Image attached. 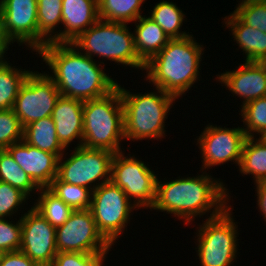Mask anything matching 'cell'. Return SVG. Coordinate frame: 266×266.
I'll list each match as a JSON object with an SVG mask.
<instances>
[{
	"instance_id": "obj_13",
	"label": "cell",
	"mask_w": 266,
	"mask_h": 266,
	"mask_svg": "<svg viewBox=\"0 0 266 266\" xmlns=\"http://www.w3.org/2000/svg\"><path fill=\"white\" fill-rule=\"evenodd\" d=\"M21 247L32 261L40 266H51L58 253L56 228L32 206L21 218Z\"/></svg>"
},
{
	"instance_id": "obj_26",
	"label": "cell",
	"mask_w": 266,
	"mask_h": 266,
	"mask_svg": "<svg viewBox=\"0 0 266 266\" xmlns=\"http://www.w3.org/2000/svg\"><path fill=\"white\" fill-rule=\"evenodd\" d=\"M151 11L149 18L155 21L170 39H182L190 36L186 32L180 33L179 29L182 27L183 20H185V14L173 2L163 0L157 3Z\"/></svg>"
},
{
	"instance_id": "obj_16",
	"label": "cell",
	"mask_w": 266,
	"mask_h": 266,
	"mask_svg": "<svg viewBox=\"0 0 266 266\" xmlns=\"http://www.w3.org/2000/svg\"><path fill=\"white\" fill-rule=\"evenodd\" d=\"M15 162L39 188H48L57 177L59 157L23 140L6 148Z\"/></svg>"
},
{
	"instance_id": "obj_12",
	"label": "cell",
	"mask_w": 266,
	"mask_h": 266,
	"mask_svg": "<svg viewBox=\"0 0 266 266\" xmlns=\"http://www.w3.org/2000/svg\"><path fill=\"white\" fill-rule=\"evenodd\" d=\"M58 252L106 253L111 245L99 233L89 209L74 210L69 219L56 228Z\"/></svg>"
},
{
	"instance_id": "obj_5",
	"label": "cell",
	"mask_w": 266,
	"mask_h": 266,
	"mask_svg": "<svg viewBox=\"0 0 266 266\" xmlns=\"http://www.w3.org/2000/svg\"><path fill=\"white\" fill-rule=\"evenodd\" d=\"M119 88L124 109L125 139H155L165 135L164 123L175 97L160 88L155 92L131 94ZM164 134V135H163Z\"/></svg>"
},
{
	"instance_id": "obj_15",
	"label": "cell",
	"mask_w": 266,
	"mask_h": 266,
	"mask_svg": "<svg viewBox=\"0 0 266 266\" xmlns=\"http://www.w3.org/2000/svg\"><path fill=\"white\" fill-rule=\"evenodd\" d=\"M37 0H6L0 6V22L12 41L38 52ZM16 39V40H15Z\"/></svg>"
},
{
	"instance_id": "obj_35",
	"label": "cell",
	"mask_w": 266,
	"mask_h": 266,
	"mask_svg": "<svg viewBox=\"0 0 266 266\" xmlns=\"http://www.w3.org/2000/svg\"><path fill=\"white\" fill-rule=\"evenodd\" d=\"M27 197L21 190L14 188L6 182L0 181V218L15 213L23 201H26Z\"/></svg>"
},
{
	"instance_id": "obj_20",
	"label": "cell",
	"mask_w": 266,
	"mask_h": 266,
	"mask_svg": "<svg viewBox=\"0 0 266 266\" xmlns=\"http://www.w3.org/2000/svg\"><path fill=\"white\" fill-rule=\"evenodd\" d=\"M139 23H136V22ZM134 45L138 57L147 63L171 40L163 29L149 17H139L135 21ZM138 24V25H137Z\"/></svg>"
},
{
	"instance_id": "obj_22",
	"label": "cell",
	"mask_w": 266,
	"mask_h": 266,
	"mask_svg": "<svg viewBox=\"0 0 266 266\" xmlns=\"http://www.w3.org/2000/svg\"><path fill=\"white\" fill-rule=\"evenodd\" d=\"M23 141L59 158L66 149L58 140L56 126L51 116L39 119L24 127ZM63 152V153H62Z\"/></svg>"
},
{
	"instance_id": "obj_43",
	"label": "cell",
	"mask_w": 266,
	"mask_h": 266,
	"mask_svg": "<svg viewBox=\"0 0 266 266\" xmlns=\"http://www.w3.org/2000/svg\"><path fill=\"white\" fill-rule=\"evenodd\" d=\"M6 0H1L0 1V6L3 5V3L5 2Z\"/></svg>"
},
{
	"instance_id": "obj_2",
	"label": "cell",
	"mask_w": 266,
	"mask_h": 266,
	"mask_svg": "<svg viewBox=\"0 0 266 266\" xmlns=\"http://www.w3.org/2000/svg\"><path fill=\"white\" fill-rule=\"evenodd\" d=\"M214 181V182H213ZM223 183L208 174L156 183L152 209L166 211L190 223L197 215L215 209H226L229 198Z\"/></svg>"
},
{
	"instance_id": "obj_4",
	"label": "cell",
	"mask_w": 266,
	"mask_h": 266,
	"mask_svg": "<svg viewBox=\"0 0 266 266\" xmlns=\"http://www.w3.org/2000/svg\"><path fill=\"white\" fill-rule=\"evenodd\" d=\"M124 137V109L119 88L83 103L82 146L120 152Z\"/></svg>"
},
{
	"instance_id": "obj_23",
	"label": "cell",
	"mask_w": 266,
	"mask_h": 266,
	"mask_svg": "<svg viewBox=\"0 0 266 266\" xmlns=\"http://www.w3.org/2000/svg\"><path fill=\"white\" fill-rule=\"evenodd\" d=\"M240 172L252 174L255 183L266 179V140L263 137L256 139L247 137L239 163Z\"/></svg>"
},
{
	"instance_id": "obj_41",
	"label": "cell",
	"mask_w": 266,
	"mask_h": 266,
	"mask_svg": "<svg viewBox=\"0 0 266 266\" xmlns=\"http://www.w3.org/2000/svg\"><path fill=\"white\" fill-rule=\"evenodd\" d=\"M4 252L0 249V262H1V258L3 256Z\"/></svg>"
},
{
	"instance_id": "obj_8",
	"label": "cell",
	"mask_w": 266,
	"mask_h": 266,
	"mask_svg": "<svg viewBox=\"0 0 266 266\" xmlns=\"http://www.w3.org/2000/svg\"><path fill=\"white\" fill-rule=\"evenodd\" d=\"M93 187L89 210L99 233L112 246L127 227L131 209L137 207L132 205L125 192L111 181Z\"/></svg>"
},
{
	"instance_id": "obj_39",
	"label": "cell",
	"mask_w": 266,
	"mask_h": 266,
	"mask_svg": "<svg viewBox=\"0 0 266 266\" xmlns=\"http://www.w3.org/2000/svg\"><path fill=\"white\" fill-rule=\"evenodd\" d=\"M13 43V41L7 36L5 31L2 28L1 22H0V65L7 63L6 60H4V53L8 50L9 44Z\"/></svg>"
},
{
	"instance_id": "obj_17",
	"label": "cell",
	"mask_w": 266,
	"mask_h": 266,
	"mask_svg": "<svg viewBox=\"0 0 266 266\" xmlns=\"http://www.w3.org/2000/svg\"><path fill=\"white\" fill-rule=\"evenodd\" d=\"M234 95L243 97V105L266 96V72L257 61H245L235 71L217 76Z\"/></svg>"
},
{
	"instance_id": "obj_33",
	"label": "cell",
	"mask_w": 266,
	"mask_h": 266,
	"mask_svg": "<svg viewBox=\"0 0 266 266\" xmlns=\"http://www.w3.org/2000/svg\"><path fill=\"white\" fill-rule=\"evenodd\" d=\"M24 128L13 109L0 110V149L23 140Z\"/></svg>"
},
{
	"instance_id": "obj_34",
	"label": "cell",
	"mask_w": 266,
	"mask_h": 266,
	"mask_svg": "<svg viewBox=\"0 0 266 266\" xmlns=\"http://www.w3.org/2000/svg\"><path fill=\"white\" fill-rule=\"evenodd\" d=\"M107 253L58 252L51 266H102Z\"/></svg>"
},
{
	"instance_id": "obj_36",
	"label": "cell",
	"mask_w": 266,
	"mask_h": 266,
	"mask_svg": "<svg viewBox=\"0 0 266 266\" xmlns=\"http://www.w3.org/2000/svg\"><path fill=\"white\" fill-rule=\"evenodd\" d=\"M0 218V249L3 252L19 251L21 247V219L16 224Z\"/></svg>"
},
{
	"instance_id": "obj_7",
	"label": "cell",
	"mask_w": 266,
	"mask_h": 266,
	"mask_svg": "<svg viewBox=\"0 0 266 266\" xmlns=\"http://www.w3.org/2000/svg\"><path fill=\"white\" fill-rule=\"evenodd\" d=\"M198 232V256L201 266H230L237 252V225L231 207L215 209Z\"/></svg>"
},
{
	"instance_id": "obj_24",
	"label": "cell",
	"mask_w": 266,
	"mask_h": 266,
	"mask_svg": "<svg viewBox=\"0 0 266 266\" xmlns=\"http://www.w3.org/2000/svg\"><path fill=\"white\" fill-rule=\"evenodd\" d=\"M38 51L53 42L52 32L62 22V0H37Z\"/></svg>"
},
{
	"instance_id": "obj_1",
	"label": "cell",
	"mask_w": 266,
	"mask_h": 266,
	"mask_svg": "<svg viewBox=\"0 0 266 266\" xmlns=\"http://www.w3.org/2000/svg\"><path fill=\"white\" fill-rule=\"evenodd\" d=\"M38 54L51 68L54 75L49 77L62 96L86 101L104 97L117 88L118 83L107 76L101 63L97 65L71 43L50 42Z\"/></svg>"
},
{
	"instance_id": "obj_11",
	"label": "cell",
	"mask_w": 266,
	"mask_h": 266,
	"mask_svg": "<svg viewBox=\"0 0 266 266\" xmlns=\"http://www.w3.org/2000/svg\"><path fill=\"white\" fill-rule=\"evenodd\" d=\"M60 95L48 74L31 71L21 85L12 109L24 128L51 116Z\"/></svg>"
},
{
	"instance_id": "obj_14",
	"label": "cell",
	"mask_w": 266,
	"mask_h": 266,
	"mask_svg": "<svg viewBox=\"0 0 266 266\" xmlns=\"http://www.w3.org/2000/svg\"><path fill=\"white\" fill-rule=\"evenodd\" d=\"M247 136L243 128H222L207 125L197 139L203 157V168L235 161L239 165Z\"/></svg>"
},
{
	"instance_id": "obj_29",
	"label": "cell",
	"mask_w": 266,
	"mask_h": 266,
	"mask_svg": "<svg viewBox=\"0 0 266 266\" xmlns=\"http://www.w3.org/2000/svg\"><path fill=\"white\" fill-rule=\"evenodd\" d=\"M31 71L0 65V110L12 109L21 85Z\"/></svg>"
},
{
	"instance_id": "obj_6",
	"label": "cell",
	"mask_w": 266,
	"mask_h": 266,
	"mask_svg": "<svg viewBox=\"0 0 266 266\" xmlns=\"http://www.w3.org/2000/svg\"><path fill=\"white\" fill-rule=\"evenodd\" d=\"M128 29L126 23L99 19L71 44L79 51L85 50L86 53L83 54L91 58L99 55L116 63L144 70L145 63L138 57L134 35Z\"/></svg>"
},
{
	"instance_id": "obj_25",
	"label": "cell",
	"mask_w": 266,
	"mask_h": 266,
	"mask_svg": "<svg viewBox=\"0 0 266 266\" xmlns=\"http://www.w3.org/2000/svg\"><path fill=\"white\" fill-rule=\"evenodd\" d=\"M145 0H98L99 19L128 24L140 15L141 4Z\"/></svg>"
},
{
	"instance_id": "obj_3",
	"label": "cell",
	"mask_w": 266,
	"mask_h": 266,
	"mask_svg": "<svg viewBox=\"0 0 266 266\" xmlns=\"http://www.w3.org/2000/svg\"><path fill=\"white\" fill-rule=\"evenodd\" d=\"M194 40L192 35L171 39L145 63L146 78L155 88L178 98L197 81L203 46Z\"/></svg>"
},
{
	"instance_id": "obj_27",
	"label": "cell",
	"mask_w": 266,
	"mask_h": 266,
	"mask_svg": "<svg viewBox=\"0 0 266 266\" xmlns=\"http://www.w3.org/2000/svg\"><path fill=\"white\" fill-rule=\"evenodd\" d=\"M39 191L41 192L40 197L33 207L53 227L62 226L74 210L48 188H40Z\"/></svg>"
},
{
	"instance_id": "obj_32",
	"label": "cell",
	"mask_w": 266,
	"mask_h": 266,
	"mask_svg": "<svg viewBox=\"0 0 266 266\" xmlns=\"http://www.w3.org/2000/svg\"><path fill=\"white\" fill-rule=\"evenodd\" d=\"M233 13L244 24L266 32V0L240 2Z\"/></svg>"
},
{
	"instance_id": "obj_30",
	"label": "cell",
	"mask_w": 266,
	"mask_h": 266,
	"mask_svg": "<svg viewBox=\"0 0 266 266\" xmlns=\"http://www.w3.org/2000/svg\"><path fill=\"white\" fill-rule=\"evenodd\" d=\"M48 189L73 210L90 208L92 200V196H90L92 195V189L90 188L69 184L56 177Z\"/></svg>"
},
{
	"instance_id": "obj_40",
	"label": "cell",
	"mask_w": 266,
	"mask_h": 266,
	"mask_svg": "<svg viewBox=\"0 0 266 266\" xmlns=\"http://www.w3.org/2000/svg\"><path fill=\"white\" fill-rule=\"evenodd\" d=\"M258 63L263 67L264 71L266 72V56L262 57Z\"/></svg>"
},
{
	"instance_id": "obj_38",
	"label": "cell",
	"mask_w": 266,
	"mask_h": 266,
	"mask_svg": "<svg viewBox=\"0 0 266 266\" xmlns=\"http://www.w3.org/2000/svg\"><path fill=\"white\" fill-rule=\"evenodd\" d=\"M258 207L266 221V179L256 182Z\"/></svg>"
},
{
	"instance_id": "obj_9",
	"label": "cell",
	"mask_w": 266,
	"mask_h": 266,
	"mask_svg": "<svg viewBox=\"0 0 266 266\" xmlns=\"http://www.w3.org/2000/svg\"><path fill=\"white\" fill-rule=\"evenodd\" d=\"M115 153L103 149H91L77 146L66 161H58L57 177L66 183L91 188L92 183L102 180L98 185L110 182L111 164ZM104 179V180H103Z\"/></svg>"
},
{
	"instance_id": "obj_28",
	"label": "cell",
	"mask_w": 266,
	"mask_h": 266,
	"mask_svg": "<svg viewBox=\"0 0 266 266\" xmlns=\"http://www.w3.org/2000/svg\"><path fill=\"white\" fill-rule=\"evenodd\" d=\"M0 181L6 182L21 190L27 196L32 190L40 188L25 173V171L15 162L7 149H0Z\"/></svg>"
},
{
	"instance_id": "obj_37",
	"label": "cell",
	"mask_w": 266,
	"mask_h": 266,
	"mask_svg": "<svg viewBox=\"0 0 266 266\" xmlns=\"http://www.w3.org/2000/svg\"><path fill=\"white\" fill-rule=\"evenodd\" d=\"M0 266H40L22 251L4 252Z\"/></svg>"
},
{
	"instance_id": "obj_18",
	"label": "cell",
	"mask_w": 266,
	"mask_h": 266,
	"mask_svg": "<svg viewBox=\"0 0 266 266\" xmlns=\"http://www.w3.org/2000/svg\"><path fill=\"white\" fill-rule=\"evenodd\" d=\"M98 20V0H62L61 24L65 29L53 32V42L71 43Z\"/></svg>"
},
{
	"instance_id": "obj_21",
	"label": "cell",
	"mask_w": 266,
	"mask_h": 266,
	"mask_svg": "<svg viewBox=\"0 0 266 266\" xmlns=\"http://www.w3.org/2000/svg\"><path fill=\"white\" fill-rule=\"evenodd\" d=\"M225 25L231 28L232 35L246 55L245 61H259L266 56V32L244 24L234 13H231Z\"/></svg>"
},
{
	"instance_id": "obj_19",
	"label": "cell",
	"mask_w": 266,
	"mask_h": 266,
	"mask_svg": "<svg viewBox=\"0 0 266 266\" xmlns=\"http://www.w3.org/2000/svg\"><path fill=\"white\" fill-rule=\"evenodd\" d=\"M83 103L82 100L60 95L52 111L58 140L65 148L73 139H81L78 147L82 146Z\"/></svg>"
},
{
	"instance_id": "obj_31",
	"label": "cell",
	"mask_w": 266,
	"mask_h": 266,
	"mask_svg": "<svg viewBox=\"0 0 266 266\" xmlns=\"http://www.w3.org/2000/svg\"><path fill=\"white\" fill-rule=\"evenodd\" d=\"M241 114L246 124L243 130L247 137H254V132L261 137L266 134V96L242 105Z\"/></svg>"
},
{
	"instance_id": "obj_42",
	"label": "cell",
	"mask_w": 266,
	"mask_h": 266,
	"mask_svg": "<svg viewBox=\"0 0 266 266\" xmlns=\"http://www.w3.org/2000/svg\"><path fill=\"white\" fill-rule=\"evenodd\" d=\"M248 1H260V0H242L241 2H248Z\"/></svg>"
},
{
	"instance_id": "obj_10",
	"label": "cell",
	"mask_w": 266,
	"mask_h": 266,
	"mask_svg": "<svg viewBox=\"0 0 266 266\" xmlns=\"http://www.w3.org/2000/svg\"><path fill=\"white\" fill-rule=\"evenodd\" d=\"M157 175L137 158L124 157L122 150L114 154L110 181L120 187L135 207H151L155 202Z\"/></svg>"
}]
</instances>
